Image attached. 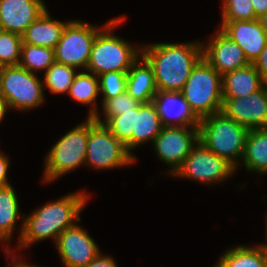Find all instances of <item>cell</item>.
Instances as JSON below:
<instances>
[{
  "mask_svg": "<svg viewBox=\"0 0 267 267\" xmlns=\"http://www.w3.org/2000/svg\"><path fill=\"white\" fill-rule=\"evenodd\" d=\"M203 43L141 45V56L151 65L158 91L181 92L193 67L203 57Z\"/></svg>",
  "mask_w": 267,
  "mask_h": 267,
  "instance_id": "6da1fadb",
  "label": "cell"
},
{
  "mask_svg": "<svg viewBox=\"0 0 267 267\" xmlns=\"http://www.w3.org/2000/svg\"><path fill=\"white\" fill-rule=\"evenodd\" d=\"M88 200L86 192L70 193L58 200L49 202L36 209L30 215H23L21 229L19 230V249H24L34 242L54 239L67 228L80 220L79 213ZM25 216V217H24Z\"/></svg>",
  "mask_w": 267,
  "mask_h": 267,
  "instance_id": "7a4b0ae2",
  "label": "cell"
},
{
  "mask_svg": "<svg viewBox=\"0 0 267 267\" xmlns=\"http://www.w3.org/2000/svg\"><path fill=\"white\" fill-rule=\"evenodd\" d=\"M125 17L109 20L96 35L93 42L86 71L99 76L107 72H128L141 56V46L137 47L117 37L112 30L122 24Z\"/></svg>",
  "mask_w": 267,
  "mask_h": 267,
  "instance_id": "3957f363",
  "label": "cell"
},
{
  "mask_svg": "<svg viewBox=\"0 0 267 267\" xmlns=\"http://www.w3.org/2000/svg\"><path fill=\"white\" fill-rule=\"evenodd\" d=\"M198 130L199 142L237 169L250 129L220 111L201 119Z\"/></svg>",
  "mask_w": 267,
  "mask_h": 267,
  "instance_id": "277c9868",
  "label": "cell"
},
{
  "mask_svg": "<svg viewBox=\"0 0 267 267\" xmlns=\"http://www.w3.org/2000/svg\"><path fill=\"white\" fill-rule=\"evenodd\" d=\"M181 93L199 120L222 110V76L204 57L193 67Z\"/></svg>",
  "mask_w": 267,
  "mask_h": 267,
  "instance_id": "5b68a950",
  "label": "cell"
},
{
  "mask_svg": "<svg viewBox=\"0 0 267 267\" xmlns=\"http://www.w3.org/2000/svg\"><path fill=\"white\" fill-rule=\"evenodd\" d=\"M96 123L94 118L69 130L46 155L43 182H51L85 164L89 129Z\"/></svg>",
  "mask_w": 267,
  "mask_h": 267,
  "instance_id": "8992f818",
  "label": "cell"
},
{
  "mask_svg": "<svg viewBox=\"0 0 267 267\" xmlns=\"http://www.w3.org/2000/svg\"><path fill=\"white\" fill-rule=\"evenodd\" d=\"M43 87V82L36 73L20 65L0 67V94L11 109L27 111L43 104Z\"/></svg>",
  "mask_w": 267,
  "mask_h": 267,
  "instance_id": "52a82bcc",
  "label": "cell"
},
{
  "mask_svg": "<svg viewBox=\"0 0 267 267\" xmlns=\"http://www.w3.org/2000/svg\"><path fill=\"white\" fill-rule=\"evenodd\" d=\"M136 157L103 125L96 122L89 129L85 164L96 169L128 166Z\"/></svg>",
  "mask_w": 267,
  "mask_h": 267,
  "instance_id": "ba28073f",
  "label": "cell"
},
{
  "mask_svg": "<svg viewBox=\"0 0 267 267\" xmlns=\"http://www.w3.org/2000/svg\"><path fill=\"white\" fill-rule=\"evenodd\" d=\"M104 27L98 28L82 20L69 21L54 49L55 61L86 70L93 42Z\"/></svg>",
  "mask_w": 267,
  "mask_h": 267,
  "instance_id": "9c48e42d",
  "label": "cell"
},
{
  "mask_svg": "<svg viewBox=\"0 0 267 267\" xmlns=\"http://www.w3.org/2000/svg\"><path fill=\"white\" fill-rule=\"evenodd\" d=\"M235 170L229 162L198 141L172 176L214 184L231 177Z\"/></svg>",
  "mask_w": 267,
  "mask_h": 267,
  "instance_id": "30bf717a",
  "label": "cell"
},
{
  "mask_svg": "<svg viewBox=\"0 0 267 267\" xmlns=\"http://www.w3.org/2000/svg\"><path fill=\"white\" fill-rule=\"evenodd\" d=\"M198 141V127L163 126L153 141V147L158 158L170 165L168 173L173 175Z\"/></svg>",
  "mask_w": 267,
  "mask_h": 267,
  "instance_id": "8fae6325",
  "label": "cell"
},
{
  "mask_svg": "<svg viewBox=\"0 0 267 267\" xmlns=\"http://www.w3.org/2000/svg\"><path fill=\"white\" fill-rule=\"evenodd\" d=\"M80 221L65 229L55 242L65 267H85L101 252L85 229L78 225Z\"/></svg>",
  "mask_w": 267,
  "mask_h": 267,
  "instance_id": "7c38bea8",
  "label": "cell"
},
{
  "mask_svg": "<svg viewBox=\"0 0 267 267\" xmlns=\"http://www.w3.org/2000/svg\"><path fill=\"white\" fill-rule=\"evenodd\" d=\"M221 112L248 129L267 128V86L248 97L223 98Z\"/></svg>",
  "mask_w": 267,
  "mask_h": 267,
  "instance_id": "4fadbf2b",
  "label": "cell"
},
{
  "mask_svg": "<svg viewBox=\"0 0 267 267\" xmlns=\"http://www.w3.org/2000/svg\"><path fill=\"white\" fill-rule=\"evenodd\" d=\"M216 33L206 46L203 43V57L221 76L249 64L237 43L221 30Z\"/></svg>",
  "mask_w": 267,
  "mask_h": 267,
  "instance_id": "5bb4252c",
  "label": "cell"
},
{
  "mask_svg": "<svg viewBox=\"0 0 267 267\" xmlns=\"http://www.w3.org/2000/svg\"><path fill=\"white\" fill-rule=\"evenodd\" d=\"M221 30L243 50L245 58L253 63L267 45V36L258 19L222 21Z\"/></svg>",
  "mask_w": 267,
  "mask_h": 267,
  "instance_id": "9a60e30c",
  "label": "cell"
},
{
  "mask_svg": "<svg viewBox=\"0 0 267 267\" xmlns=\"http://www.w3.org/2000/svg\"><path fill=\"white\" fill-rule=\"evenodd\" d=\"M46 9L43 0H0V30L22 36Z\"/></svg>",
  "mask_w": 267,
  "mask_h": 267,
  "instance_id": "2e32d148",
  "label": "cell"
},
{
  "mask_svg": "<svg viewBox=\"0 0 267 267\" xmlns=\"http://www.w3.org/2000/svg\"><path fill=\"white\" fill-rule=\"evenodd\" d=\"M153 103L163 126H199L200 120L194 115L181 92L158 91Z\"/></svg>",
  "mask_w": 267,
  "mask_h": 267,
  "instance_id": "e0dca14e",
  "label": "cell"
},
{
  "mask_svg": "<svg viewBox=\"0 0 267 267\" xmlns=\"http://www.w3.org/2000/svg\"><path fill=\"white\" fill-rule=\"evenodd\" d=\"M126 92L141 104L153 102L158 92L153 69L143 56L127 72Z\"/></svg>",
  "mask_w": 267,
  "mask_h": 267,
  "instance_id": "ac0fdd59",
  "label": "cell"
},
{
  "mask_svg": "<svg viewBox=\"0 0 267 267\" xmlns=\"http://www.w3.org/2000/svg\"><path fill=\"white\" fill-rule=\"evenodd\" d=\"M263 86L260 74L252 63L222 75L223 98L248 97Z\"/></svg>",
  "mask_w": 267,
  "mask_h": 267,
  "instance_id": "d6986e66",
  "label": "cell"
},
{
  "mask_svg": "<svg viewBox=\"0 0 267 267\" xmlns=\"http://www.w3.org/2000/svg\"><path fill=\"white\" fill-rule=\"evenodd\" d=\"M51 17L46 9L28 26L22 35L23 43L55 49L63 29L69 21L65 23Z\"/></svg>",
  "mask_w": 267,
  "mask_h": 267,
  "instance_id": "ffe728a7",
  "label": "cell"
},
{
  "mask_svg": "<svg viewBox=\"0 0 267 267\" xmlns=\"http://www.w3.org/2000/svg\"><path fill=\"white\" fill-rule=\"evenodd\" d=\"M162 123L156 105L151 102L135 108L133 149L147 141L153 143L162 130Z\"/></svg>",
  "mask_w": 267,
  "mask_h": 267,
  "instance_id": "44dd1931",
  "label": "cell"
},
{
  "mask_svg": "<svg viewBox=\"0 0 267 267\" xmlns=\"http://www.w3.org/2000/svg\"><path fill=\"white\" fill-rule=\"evenodd\" d=\"M242 160L248 171L267 173V128L249 130Z\"/></svg>",
  "mask_w": 267,
  "mask_h": 267,
  "instance_id": "7402d4cb",
  "label": "cell"
},
{
  "mask_svg": "<svg viewBox=\"0 0 267 267\" xmlns=\"http://www.w3.org/2000/svg\"><path fill=\"white\" fill-rule=\"evenodd\" d=\"M266 264L267 251L262 244L239 245L221 255L215 267H266Z\"/></svg>",
  "mask_w": 267,
  "mask_h": 267,
  "instance_id": "603a6c76",
  "label": "cell"
},
{
  "mask_svg": "<svg viewBox=\"0 0 267 267\" xmlns=\"http://www.w3.org/2000/svg\"><path fill=\"white\" fill-rule=\"evenodd\" d=\"M18 218L23 219L15 190L11 185L0 187V242L11 240Z\"/></svg>",
  "mask_w": 267,
  "mask_h": 267,
  "instance_id": "cb8c5ba5",
  "label": "cell"
},
{
  "mask_svg": "<svg viewBox=\"0 0 267 267\" xmlns=\"http://www.w3.org/2000/svg\"><path fill=\"white\" fill-rule=\"evenodd\" d=\"M100 93L99 78L95 74L85 71L76 74L68 94L77 102L89 105L91 108L88 117L94 118L97 114L96 98ZM96 105V106H95Z\"/></svg>",
  "mask_w": 267,
  "mask_h": 267,
  "instance_id": "d4e9b609",
  "label": "cell"
},
{
  "mask_svg": "<svg viewBox=\"0 0 267 267\" xmlns=\"http://www.w3.org/2000/svg\"><path fill=\"white\" fill-rule=\"evenodd\" d=\"M96 122L103 124L113 136L121 141L132 154L133 149V131L135 122V108L126 111L123 114L116 115L102 121L99 113L94 117Z\"/></svg>",
  "mask_w": 267,
  "mask_h": 267,
  "instance_id": "484cf974",
  "label": "cell"
},
{
  "mask_svg": "<svg viewBox=\"0 0 267 267\" xmlns=\"http://www.w3.org/2000/svg\"><path fill=\"white\" fill-rule=\"evenodd\" d=\"M54 62V49L22 42L20 61L18 65L24 69L33 73L39 70L46 71Z\"/></svg>",
  "mask_w": 267,
  "mask_h": 267,
  "instance_id": "4316f807",
  "label": "cell"
},
{
  "mask_svg": "<svg viewBox=\"0 0 267 267\" xmlns=\"http://www.w3.org/2000/svg\"><path fill=\"white\" fill-rule=\"evenodd\" d=\"M76 68L54 62L46 71L43 83L52 94L68 93L76 76Z\"/></svg>",
  "mask_w": 267,
  "mask_h": 267,
  "instance_id": "83f0119b",
  "label": "cell"
},
{
  "mask_svg": "<svg viewBox=\"0 0 267 267\" xmlns=\"http://www.w3.org/2000/svg\"><path fill=\"white\" fill-rule=\"evenodd\" d=\"M22 42L21 35L0 30V67L19 64Z\"/></svg>",
  "mask_w": 267,
  "mask_h": 267,
  "instance_id": "f1b7e54d",
  "label": "cell"
},
{
  "mask_svg": "<svg viewBox=\"0 0 267 267\" xmlns=\"http://www.w3.org/2000/svg\"><path fill=\"white\" fill-rule=\"evenodd\" d=\"M99 87L100 94H103V103L107 99H111L126 92L127 87V72H107L100 74Z\"/></svg>",
  "mask_w": 267,
  "mask_h": 267,
  "instance_id": "f546056e",
  "label": "cell"
},
{
  "mask_svg": "<svg viewBox=\"0 0 267 267\" xmlns=\"http://www.w3.org/2000/svg\"><path fill=\"white\" fill-rule=\"evenodd\" d=\"M222 4V21L258 19L251 0H223Z\"/></svg>",
  "mask_w": 267,
  "mask_h": 267,
  "instance_id": "4dcf8cb0",
  "label": "cell"
},
{
  "mask_svg": "<svg viewBox=\"0 0 267 267\" xmlns=\"http://www.w3.org/2000/svg\"><path fill=\"white\" fill-rule=\"evenodd\" d=\"M139 104L140 103L127 92L117 95L114 98L107 99L102 103L103 114L105 116V120L103 121H106L110 117L123 114L126 111H130L136 108Z\"/></svg>",
  "mask_w": 267,
  "mask_h": 267,
  "instance_id": "1f68e13d",
  "label": "cell"
},
{
  "mask_svg": "<svg viewBox=\"0 0 267 267\" xmlns=\"http://www.w3.org/2000/svg\"><path fill=\"white\" fill-rule=\"evenodd\" d=\"M252 64L260 74L263 85L267 86V45Z\"/></svg>",
  "mask_w": 267,
  "mask_h": 267,
  "instance_id": "d6a6232c",
  "label": "cell"
},
{
  "mask_svg": "<svg viewBox=\"0 0 267 267\" xmlns=\"http://www.w3.org/2000/svg\"><path fill=\"white\" fill-rule=\"evenodd\" d=\"M85 267H118L111 256L102 255L101 252Z\"/></svg>",
  "mask_w": 267,
  "mask_h": 267,
  "instance_id": "836d02e7",
  "label": "cell"
},
{
  "mask_svg": "<svg viewBox=\"0 0 267 267\" xmlns=\"http://www.w3.org/2000/svg\"><path fill=\"white\" fill-rule=\"evenodd\" d=\"M9 158L0 152V187L11 185L7 178Z\"/></svg>",
  "mask_w": 267,
  "mask_h": 267,
  "instance_id": "e575fe53",
  "label": "cell"
},
{
  "mask_svg": "<svg viewBox=\"0 0 267 267\" xmlns=\"http://www.w3.org/2000/svg\"><path fill=\"white\" fill-rule=\"evenodd\" d=\"M254 7L255 16L259 18L267 12V0H251Z\"/></svg>",
  "mask_w": 267,
  "mask_h": 267,
  "instance_id": "d590c367",
  "label": "cell"
},
{
  "mask_svg": "<svg viewBox=\"0 0 267 267\" xmlns=\"http://www.w3.org/2000/svg\"><path fill=\"white\" fill-rule=\"evenodd\" d=\"M12 263L8 262L9 265H7L6 267H42V266H38V265H30L29 263L24 262V261H18V257L15 256V254L13 253L12 255Z\"/></svg>",
  "mask_w": 267,
  "mask_h": 267,
  "instance_id": "8d00e7d4",
  "label": "cell"
},
{
  "mask_svg": "<svg viewBox=\"0 0 267 267\" xmlns=\"http://www.w3.org/2000/svg\"><path fill=\"white\" fill-rule=\"evenodd\" d=\"M9 109V105L7 100L0 94V122L3 120L6 112Z\"/></svg>",
  "mask_w": 267,
  "mask_h": 267,
  "instance_id": "74e56055",
  "label": "cell"
},
{
  "mask_svg": "<svg viewBox=\"0 0 267 267\" xmlns=\"http://www.w3.org/2000/svg\"><path fill=\"white\" fill-rule=\"evenodd\" d=\"M258 20L260 21V23H261V25H262V27H263V30H264V32H265V34H266V36H267V12L264 13V14H262V15L258 18Z\"/></svg>",
  "mask_w": 267,
  "mask_h": 267,
  "instance_id": "f35d334b",
  "label": "cell"
},
{
  "mask_svg": "<svg viewBox=\"0 0 267 267\" xmlns=\"http://www.w3.org/2000/svg\"><path fill=\"white\" fill-rule=\"evenodd\" d=\"M266 230H267V221H266ZM266 238H267V231H266ZM264 246V248H267V244H262Z\"/></svg>",
  "mask_w": 267,
  "mask_h": 267,
  "instance_id": "ab89813d",
  "label": "cell"
}]
</instances>
